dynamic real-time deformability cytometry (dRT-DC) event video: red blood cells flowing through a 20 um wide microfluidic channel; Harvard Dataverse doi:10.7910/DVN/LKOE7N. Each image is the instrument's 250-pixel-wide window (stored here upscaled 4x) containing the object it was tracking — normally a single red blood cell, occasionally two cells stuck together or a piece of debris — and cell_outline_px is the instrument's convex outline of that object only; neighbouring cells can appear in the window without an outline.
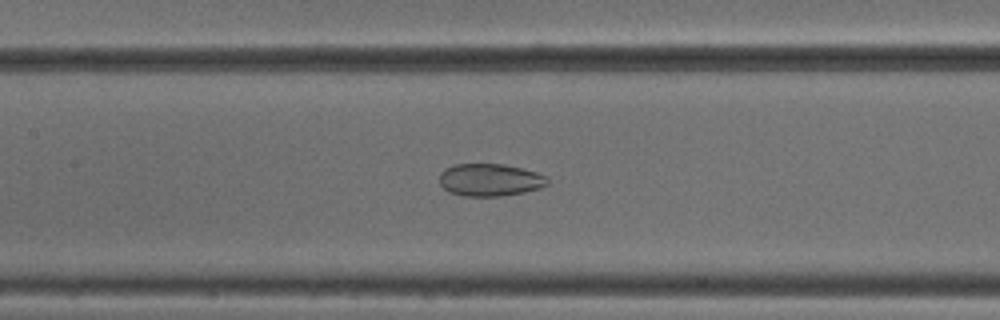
{"species": "common noctule bat (a hibernating species)", "species_latin": "Nyctalus noctula", "temperature_condition": "cold", "stored_images_in_passage": 52, "camera_frame_rate_fps": 3000, "um_per_image_px": 0.085, "animal": {"sex": "male", "body_mass_g": 18.8}, "frame": {"image": 1, "passage_image": 25, "time_ms": 8.0, "image_size_px": [1000, 320], "cell_outline_px": [[548, 184], [540, 188], [524, 192], [500, 196], [464, 196], [448, 192], [440, 184], [440, 172], [444, 168], [456, 164], [504, 164], [536, 172], [548, 176]], "centroid_in_image_um": [41.64, 15.29], "position_along_channel_um": 165.8, "area_um2": 20.52}}
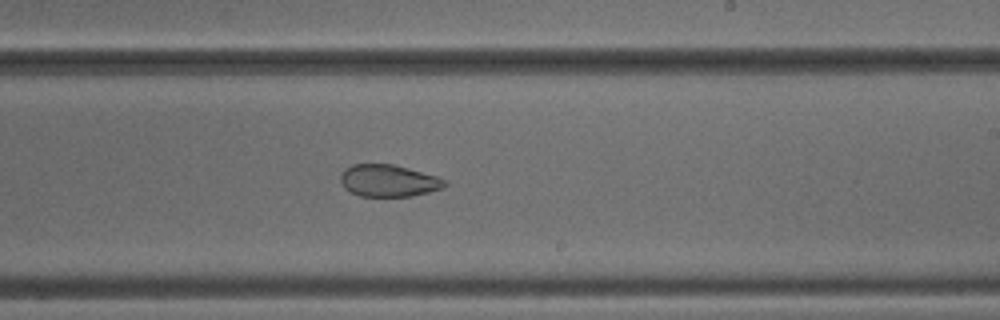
{"frame": {"image": 2, "passage_image": 32, "time_ms": 10.333, "image_size_px": [1000, 320], "cell_outline_px": [[448, 184], [444, 188], [412, 196], [360, 196], [344, 188], [340, 180], [340, 176], [344, 168], [352, 164], [392, 164], [408, 168], [436, 176], [448, 180]], "centroid_in_image_um": [33.03, 15.35], "position_along_channel_um": 256.0, "area_um2": 19.54}}
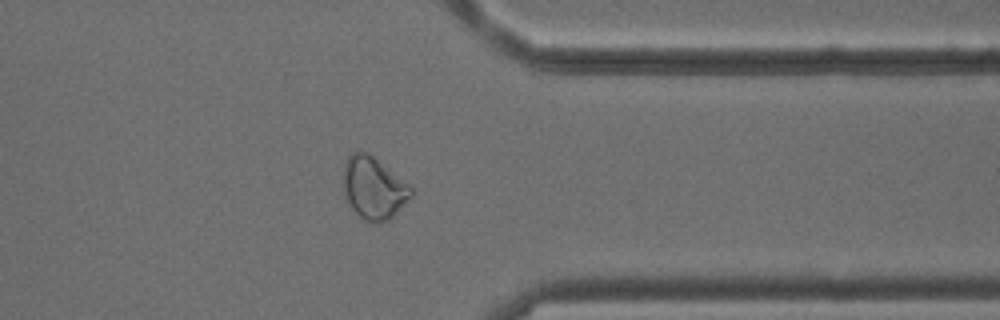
{"frame": {"image": 3, "passage_image": 42, "time_ms": 13.667, "image_size_px": [1000, 320], "cell_outline_px": [[412, 196], [388, 220], [380, 224], [368, 224], [352, 208], [348, 200], [344, 188], [344, 164], [348, 156], [352, 152], [364, 152], [372, 156], [408, 184], [412, 188]], "centroid_in_image_um": [31.75, 16.02], "position_along_channel_um": 379.6, "area_um2": 24.04}, "authors_computed_cell_mechanics": {"area_um2": 26.6747, "velocity_mm_per_s": 3.8767, "shape_relaxation_time_tau1_ms": null, "shape_relaxation_time_tau2_ms": 1.6635, "deformation_change_tau1": null, "deformation_change_tau2": 0.0758}}